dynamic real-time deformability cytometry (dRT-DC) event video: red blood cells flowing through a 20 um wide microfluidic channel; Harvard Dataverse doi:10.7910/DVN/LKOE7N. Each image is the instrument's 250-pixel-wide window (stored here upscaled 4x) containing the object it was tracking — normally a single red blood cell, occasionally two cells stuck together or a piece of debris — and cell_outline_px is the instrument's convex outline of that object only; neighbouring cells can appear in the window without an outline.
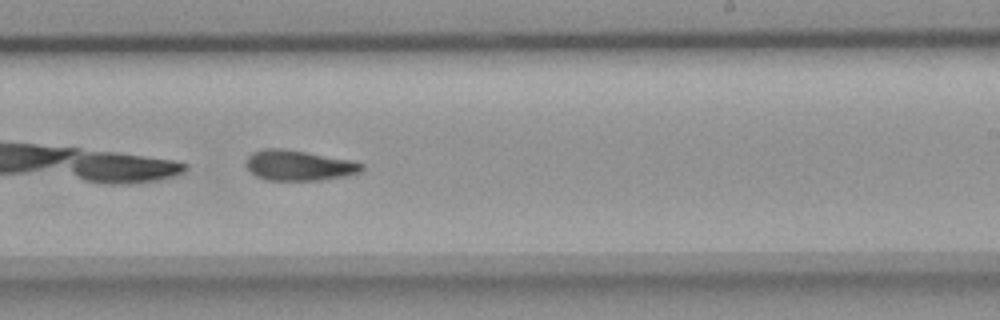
{"species": "common noctule bat (a hibernating species)", "species_latin": "Nyctalus noctula", "temperature_condition": "room temperature", "stored_images_in_passage": 37, "camera_frame_rate_fps": 3000, "um_per_image_px": 0.085, "animal": {"sex": "female", "body_mass_g": 18.4}, "frame": {"image": 1, "passage_image": 31, "time_ms": 10.0, "image_size_px": [1000, 320], "cell_outline_px": [[364, 168], [360, 172], [344, 176], [320, 180], [264, 180], [256, 176], [244, 164], [248, 156], [252, 152], [264, 148], [284, 148], [352, 160], [364, 164]], "centroid_in_image_um": [25.38, 14.05], "position_along_channel_um": 263.6, "area_um2": 20.58}}